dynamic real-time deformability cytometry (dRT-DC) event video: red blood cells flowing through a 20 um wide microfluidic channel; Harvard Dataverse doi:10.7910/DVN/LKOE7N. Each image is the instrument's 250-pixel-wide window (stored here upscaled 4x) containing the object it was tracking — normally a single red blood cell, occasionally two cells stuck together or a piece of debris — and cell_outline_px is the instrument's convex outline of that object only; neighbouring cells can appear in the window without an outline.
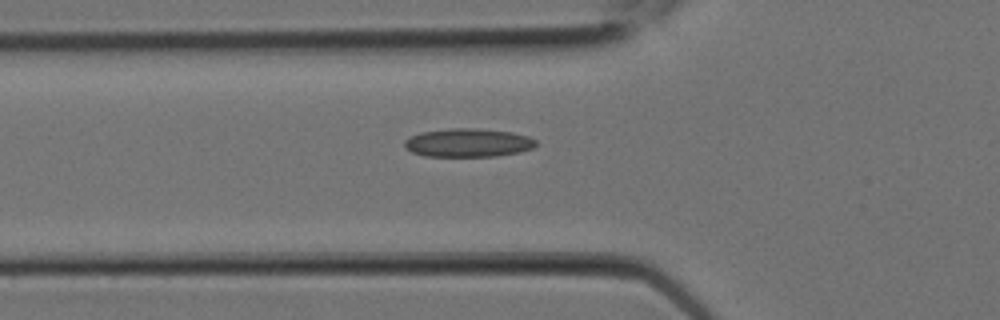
{"species": "Egyptian fruit bat (a non-hibernating species)", "species_latin": "Rousettus aegyptiacus", "temperature_condition": "room temperature", "stored_images_in_passage": 9, "camera_frame_rate_fps": 3000, "um_per_image_px": 0.085, "animal": {"sex": "female"}, "frame": {"image": 1, "passage_image": 9, "time_ms": 2.667, "image_size_px": [1000, 320], "cell_outline_px": [[536, 144], [532, 148], [520, 152], [496, 156], [424, 156], [412, 152], [404, 148], [404, 140], [408, 136], [420, 132], [448, 128], [476, 128], [512, 132], [528, 136], [536, 140]], "centroid_in_image_um": [39.74, 12.12], "position_along_channel_um": 86.1, "area_um2": 22.02}}